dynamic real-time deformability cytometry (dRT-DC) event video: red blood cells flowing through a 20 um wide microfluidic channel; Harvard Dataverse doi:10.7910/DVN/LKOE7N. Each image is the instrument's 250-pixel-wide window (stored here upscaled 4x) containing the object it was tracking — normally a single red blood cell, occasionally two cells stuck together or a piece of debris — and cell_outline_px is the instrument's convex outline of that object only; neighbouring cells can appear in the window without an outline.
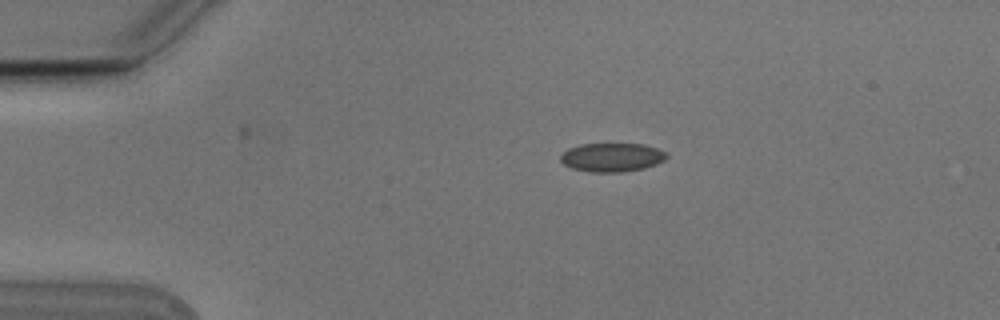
{"species": "Egyptian fruit bat (a non-hibernating species)", "species_latin": "Rousettus aegyptiacus", "temperature_condition": "cold", "stored_images_in_passage": 8, "camera_frame_rate_fps": 3000, "um_per_image_px": 0.085, "animal": {"sex": "male"}, "frame": {"image": 1, "passage_image": 3, "time_ms": 0.667, "image_size_px": [1000, 320], "cell_outline_px": [[668, 156], [664, 160], [656, 164], [644, 168], [620, 172], [588, 172], [572, 168], [564, 164], [560, 160], [560, 156], [568, 148], [580, 144], [644, 144], [668, 152]], "centroid_in_image_um": [52.02, 13.37], "position_along_channel_um": 33.0, "area_um2": 17.8}}
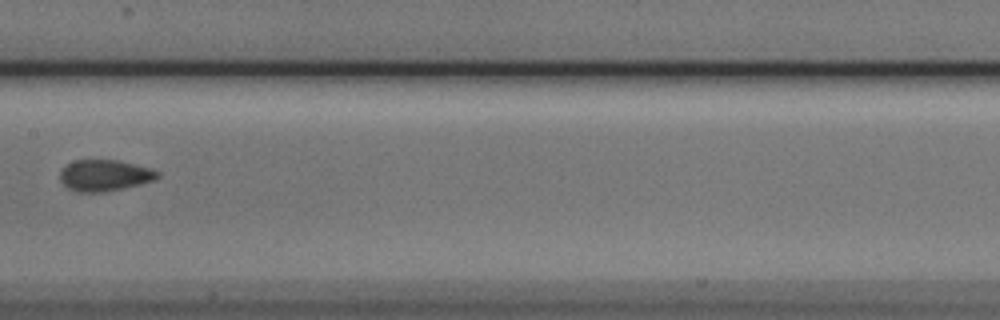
{"frame": {"image": 2, "passage_image": 7, "time_ms": 2.0, "image_size_px": [1000, 320], "cell_outline_px": [[160, 176], [152, 180], [140, 184], [100, 192], [76, 192], [68, 188], [60, 180], [60, 172], [68, 164], [76, 160], [116, 160], [148, 168], [160, 172]], "centroid_in_image_um": [8.86, 14.91], "position_along_channel_um": 198.5, "area_um2": 17.34}}
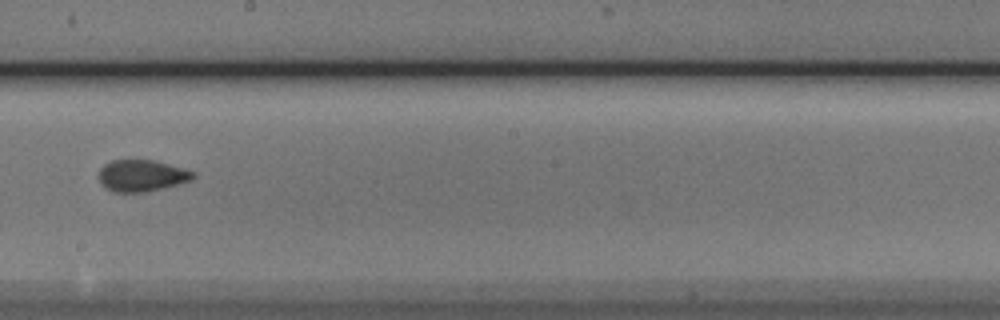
{"frame": {"image": 3, "passage_image": 8, "time_ms": 2.333, "image_size_px": [1000, 320], "cell_outline_px": [[196, 176], [192, 180], [144, 192], [116, 192], [104, 188], [100, 184], [100, 168], [104, 164], [112, 160], [152, 160], [168, 164], [196, 172]], "centroid_in_image_um": [12.03, 14.92], "position_along_channel_um": 236.2, "area_um2": 17.22}}